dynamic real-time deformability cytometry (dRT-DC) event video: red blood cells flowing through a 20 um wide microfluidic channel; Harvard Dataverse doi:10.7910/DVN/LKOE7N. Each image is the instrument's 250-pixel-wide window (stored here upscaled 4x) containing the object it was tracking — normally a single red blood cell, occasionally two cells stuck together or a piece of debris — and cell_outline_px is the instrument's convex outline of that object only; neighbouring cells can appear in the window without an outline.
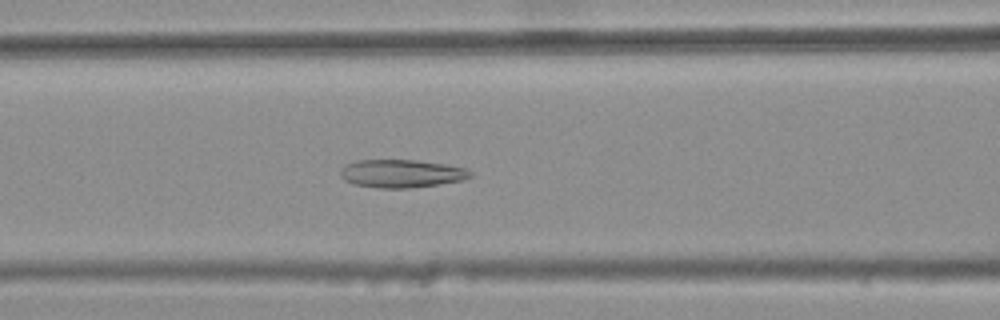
{"species": "common noctule bat (a hibernating species)", "species_latin": "Nyctalus noctula", "temperature_condition": "warm", "stored_images_in_passage": 46, "camera_frame_rate_fps": 3000, "um_per_image_px": 0.085, "animal": {"sex": "female", "body_mass_g": 25.1}, "frame": {"image": 1, "passage_image": 22, "time_ms": 7.0, "image_size_px": [1000, 320], "cell_outline_px": [[472, 176], [464, 180], [408, 188], [376, 188], [352, 184], [344, 180], [340, 176], [340, 168], [344, 164], [356, 160], [416, 160], [444, 164], [464, 168], [472, 172]], "centroid_in_image_um": [34.06, 14.75], "position_along_channel_um": 132.5, "area_um2": 21.33}}
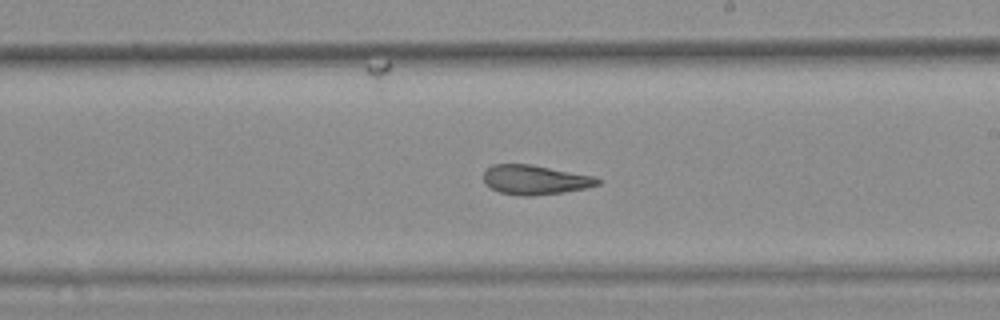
{"frame": {"image": 2, "passage_image": 31, "time_ms": 10.0, "image_size_px": [1000, 320], "cell_outline_px": [[600, 184], [584, 188], [564, 192], [532, 196], [520, 196], [500, 192], [484, 184], [484, 168], [492, 164], [532, 164], [596, 176], [600, 180]], "centroid_in_image_um": [45.46, 15.27], "position_along_channel_um": 243.5, "area_um2": 19.83}}
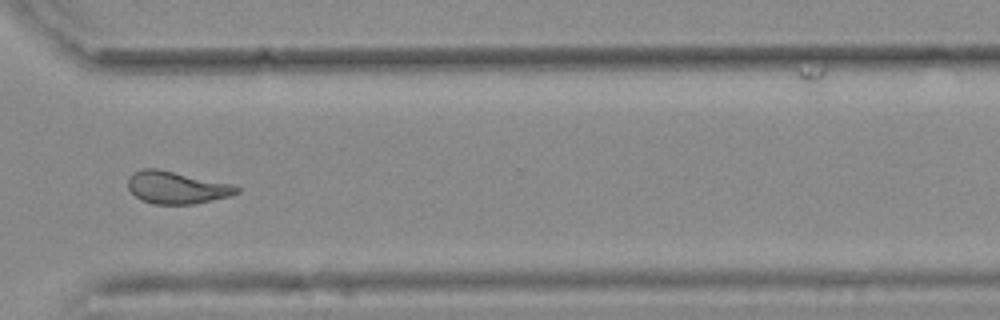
{"frame": {"image": 3, "passage_image": 40, "time_ms": 13.0, "image_size_px": [1000, 320], "cell_outline_px": [[240, 192], [228, 196], [212, 200], [192, 204], [152, 204], [140, 200], [128, 188], [128, 176], [132, 172], [144, 168], [156, 168], [232, 184], [240, 188]], "centroid_in_image_um": [14.97, 15.94], "position_along_channel_um": 355.6, "area_um2": 20.46}, "authors_computed_cell_mechanics": {"area_um2": 21.2126, "velocity_mm_per_s": 3.7131, "shape_relaxation_time_tau1_ms": null, "shape_relaxation_time_tau2_ms": 2.6095, "deformation_change_tau1": null, "deformation_change_tau2": 0.1165}}